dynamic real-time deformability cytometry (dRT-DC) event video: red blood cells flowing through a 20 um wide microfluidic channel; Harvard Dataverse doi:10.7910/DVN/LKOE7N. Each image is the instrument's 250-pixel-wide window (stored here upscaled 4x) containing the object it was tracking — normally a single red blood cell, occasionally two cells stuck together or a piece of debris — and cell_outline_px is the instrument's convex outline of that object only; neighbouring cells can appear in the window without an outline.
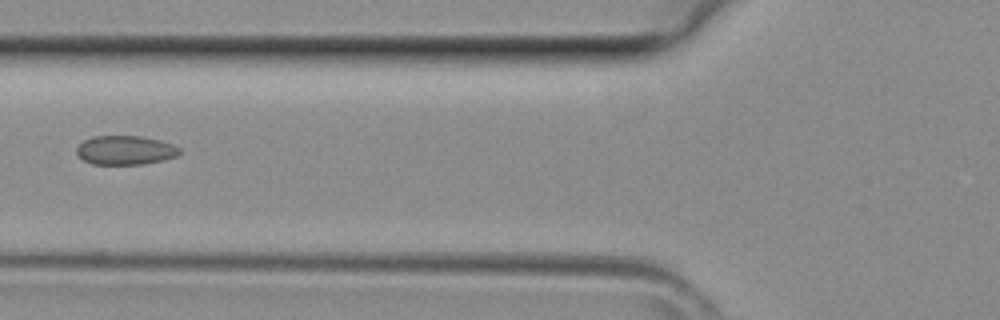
{"species": "common noctule bat (a hibernating species)", "species_latin": "Nyctalus noctula", "temperature_condition": "room temperature", "stored_images_in_passage": 4, "camera_frame_rate_fps": 3000, "um_per_image_px": 0.085, "animal": {"sex": "female", "body_mass_g": 29.2, "forearm_length_mm": 56.3}, "frame": {"image": 1, "passage_image": 4, "time_ms": 1.0, "image_size_px": [1000, 320], "cell_outline_px": [[180, 152], [176, 156], [164, 160], [144, 164], [92, 164], [84, 160], [76, 152], [76, 148], [84, 140], [92, 136], [140, 136], [160, 140], [172, 144], [180, 148]], "centroid_in_image_um": [10.66, 12.76], "position_along_channel_um": 115.1, "area_um2": 17.4}}